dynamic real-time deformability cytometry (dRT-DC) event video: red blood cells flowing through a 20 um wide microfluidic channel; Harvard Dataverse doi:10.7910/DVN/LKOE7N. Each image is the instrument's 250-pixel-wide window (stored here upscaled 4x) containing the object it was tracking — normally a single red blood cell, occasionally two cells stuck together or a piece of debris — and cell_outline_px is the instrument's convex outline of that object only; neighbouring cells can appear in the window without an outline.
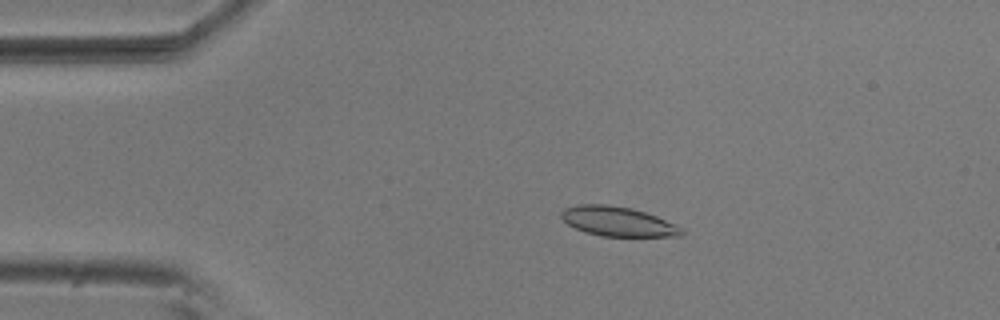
{"species": "common noctule bat (a hibernating species)", "species_latin": "Nyctalus noctula", "temperature_condition": "room temperature", "stored_images_in_passage": 54, "camera_frame_rate_fps": 3000, "um_per_image_px": 0.085, "animal": {"sex": "male", "body_mass_g": 20.5, "forearm_length_mm": 52.5}, "frame": {"image": 1, "passage_image": 11, "time_ms": 3.333, "image_size_px": [1000, 320], "cell_outline_px": [[684, 232], [680, 236], [600, 236], [584, 232], [568, 224], [560, 216], [560, 212], [564, 208], [576, 204], [604, 204], [632, 208], [656, 216], [676, 224], [684, 228]], "centroid_in_image_um": [52.5, 18.82], "position_along_channel_um": 32.5, "area_um2": 20.81}}
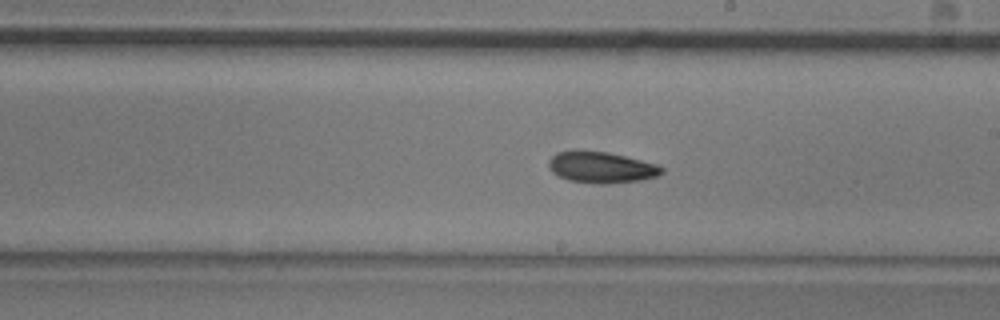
{"frame": {"image": 2, "passage_image": 31, "time_ms": 10.0, "image_size_px": [1000, 320], "cell_outline_px": [[664, 172], [656, 176], [640, 180], [608, 184], [596, 184], [568, 180], [556, 176], [548, 168], [548, 160], [556, 152], [608, 152], [656, 164], [664, 168]], "centroid_in_image_um": [51.09, 14.25], "position_along_channel_um": 237.9, "area_um2": 20.35}}
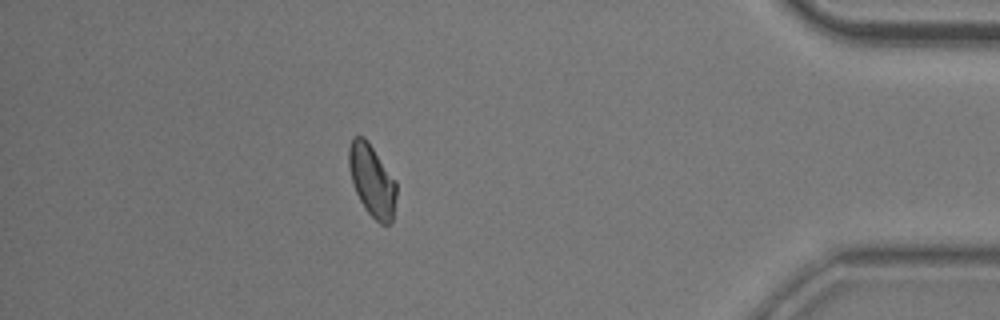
{"frame": {"image": 3, "passage_image": 48, "time_ms": 15.667, "image_size_px": [1000, 320], "cell_outline_px": [[396, 196], [392, 220], [388, 224], [380, 224], [368, 212], [360, 200], [352, 184], [348, 164], [348, 148], [352, 136], [364, 136], [368, 140], [396, 180]], "centroid_in_image_um": [31.6, 15.29], "position_along_channel_um": 403.6, "area_um2": 20.06}, "authors_computed_cell_mechanics": {"area_um2": 20.2878, "velocity_mm_per_s": 3.7211, "shape_relaxation_time_tau1_ms": 6.4391, "shape_relaxation_time_tau2_ms": null, "deformation_change_tau1": 0.1314, "deformation_change_tau2": null}}